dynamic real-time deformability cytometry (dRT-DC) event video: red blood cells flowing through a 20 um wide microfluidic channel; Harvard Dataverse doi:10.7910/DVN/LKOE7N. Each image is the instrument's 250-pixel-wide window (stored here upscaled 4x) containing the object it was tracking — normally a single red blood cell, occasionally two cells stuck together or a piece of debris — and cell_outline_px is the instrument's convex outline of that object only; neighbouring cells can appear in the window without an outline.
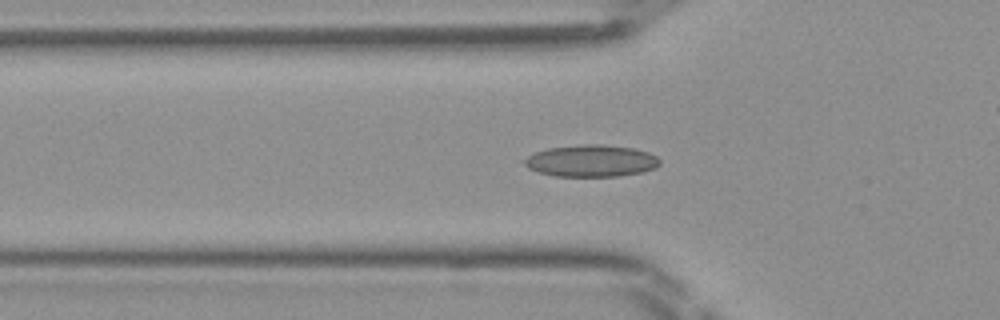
{"species": "Egyptian fruit bat (a non-hibernating species)", "species_latin": "Rousettus aegyptiacus", "temperature_condition": "room temperature", "stored_images_in_passage": 50, "camera_frame_rate_fps": 3000, "um_per_image_px": 0.085, "frame": {"image": 1, "passage_image": 17, "time_ms": 5.333, "image_size_px": [1000, 320], "cell_outline_px": [[660, 164], [656, 168], [644, 172], [620, 176], [556, 176], [536, 172], [528, 168], [524, 164], [524, 160], [528, 156], [536, 152], [548, 148], [580, 144], [604, 144], [632, 148], [648, 152], [656, 156], [660, 160]], "centroid_in_image_um": [50.27, 13.67], "position_along_channel_um": 75.5, "area_um2": 25.32}}
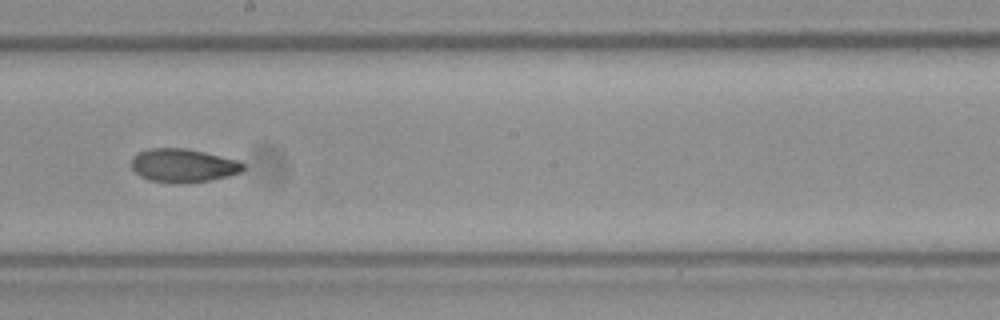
{"frame": {"image": 2, "passage_image": 28, "time_ms": 9.0, "image_size_px": [1000, 320], "cell_outline_px": [[244, 168], [240, 172], [228, 176], [212, 180], [180, 184], [176, 184], [148, 180], [140, 176], [132, 168], [132, 156], [136, 152], [148, 148], [188, 148], [240, 160], [244, 164]], "centroid_in_image_um": [15.56, 14.06], "position_along_channel_um": 232.6, "area_um2": 22.25}}
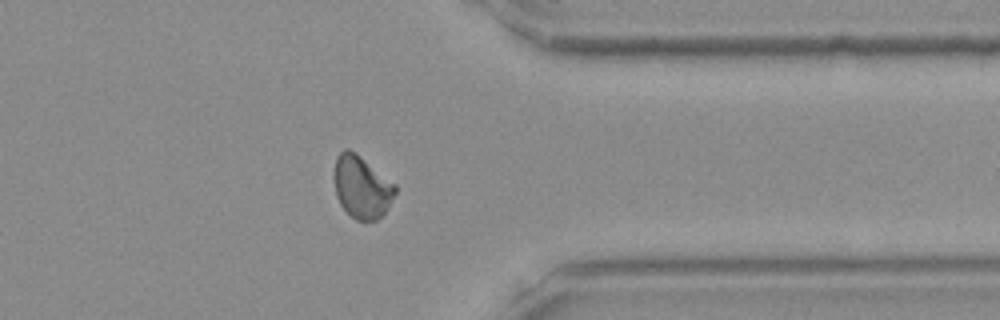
{"frame": {"image": 3, "passage_image": 39, "time_ms": 12.667, "image_size_px": [1000, 320], "cell_outline_px": [[396, 192], [388, 208], [376, 220], [356, 220], [340, 204], [336, 196], [332, 176], [332, 172], [336, 156], [344, 148], [348, 148], [356, 152], [396, 184]], "centroid_in_image_um": [30.71, 15.85], "position_along_channel_um": 380.7, "area_um2": 22.54}}